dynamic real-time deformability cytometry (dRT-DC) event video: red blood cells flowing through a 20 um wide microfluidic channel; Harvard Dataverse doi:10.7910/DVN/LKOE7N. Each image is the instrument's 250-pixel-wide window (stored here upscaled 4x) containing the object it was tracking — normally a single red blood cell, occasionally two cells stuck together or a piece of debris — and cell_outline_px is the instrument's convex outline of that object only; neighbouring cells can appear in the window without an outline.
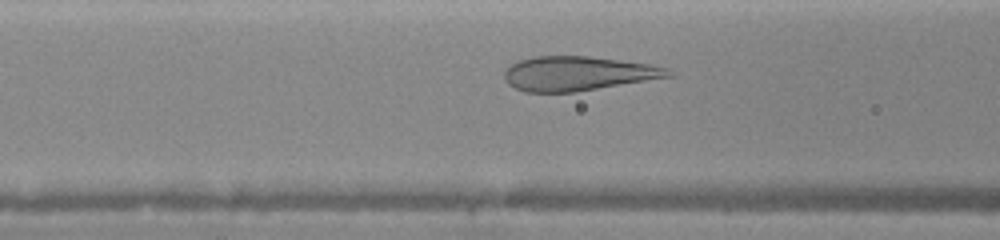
{"species": "human", "species_latin": "Homo sapiens", "temperature_condition": "warm", "stored_images_in_passage": 9, "camera_frame_rate_fps": 3000, "um_per_image_px": 0.085, "donor": {"sex": "female"}, "frame": {"image": 1, "passage_image": 7, "time_ms": 3.0, "image_size_px": [1000, 240], "cell_outline_px": [[672, 76], [576, 92], [524, 92], [508, 84], [504, 80], [504, 72], [512, 64], [520, 60], [536, 56], [588, 56], [648, 64], [668, 68], [672, 72]], "centroid_in_image_um": [49.09, 6.25], "position_along_channel_um": 117.5, "area_um2": 32.54}}
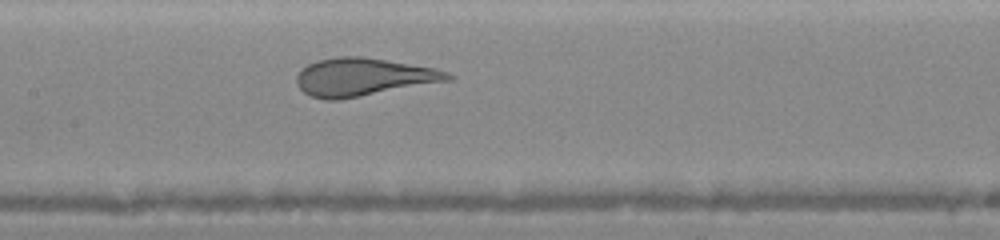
{"frame": {"image": 2, "passage_image": 9, "time_ms": 4.333, "image_size_px": [1000, 240], "cell_outline_px": [[456, 76], [452, 80], [340, 100], [324, 100], [312, 96], [304, 92], [296, 84], [296, 76], [308, 64], [316, 60], [336, 56], [360, 56], [436, 68], [448, 72]], "centroid_in_image_um": [30.89, 6.55], "position_along_channel_um": 176.5, "area_um2": 33.52}}